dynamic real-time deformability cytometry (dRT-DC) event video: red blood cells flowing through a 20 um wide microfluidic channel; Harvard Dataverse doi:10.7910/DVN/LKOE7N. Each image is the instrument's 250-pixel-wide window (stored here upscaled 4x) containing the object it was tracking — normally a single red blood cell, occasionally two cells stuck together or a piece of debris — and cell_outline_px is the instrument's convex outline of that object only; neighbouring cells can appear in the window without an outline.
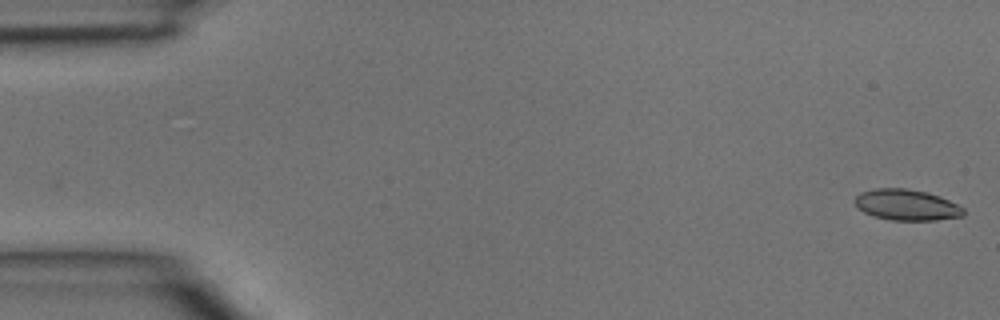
{"species": "common noctule bat (a hibernating species)", "species_latin": "Nyctalus noctula", "temperature_condition": "room temperature", "stored_images_in_passage": 4, "camera_frame_rate_fps": 3000, "um_per_image_px": 0.085, "animal": {"sex": "male", "body_mass_g": 15.6}, "frame": {"image": 1, "passage_image": 1, "time_ms": 0.0, "image_size_px": [1000, 320], "cell_outline_px": [[964, 216], [936, 220], [892, 220], [872, 216], [856, 208], [856, 196], [860, 192], [876, 188], [904, 188], [928, 192], [940, 196], [964, 208]], "centroid_in_image_um": [77.05, 17.41], "position_along_channel_um": 7.9, "area_um2": 19.65}}
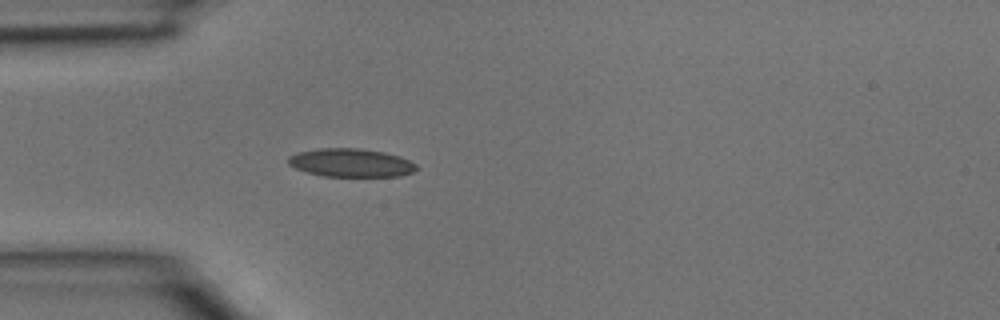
{"frame": {"image": 2, "passage_image": 4, "time_ms": 1.0, "image_size_px": [1000, 320], "cell_outline_px": [[416, 168], [412, 172], [400, 176], [324, 176], [308, 172], [296, 168], [288, 164], [288, 156], [296, 152], [320, 148], [356, 148], [384, 152], [400, 156], [416, 164]], "centroid_in_image_um": [29.8, 13.83], "position_along_channel_um": 55.2, "area_um2": 21.04}}